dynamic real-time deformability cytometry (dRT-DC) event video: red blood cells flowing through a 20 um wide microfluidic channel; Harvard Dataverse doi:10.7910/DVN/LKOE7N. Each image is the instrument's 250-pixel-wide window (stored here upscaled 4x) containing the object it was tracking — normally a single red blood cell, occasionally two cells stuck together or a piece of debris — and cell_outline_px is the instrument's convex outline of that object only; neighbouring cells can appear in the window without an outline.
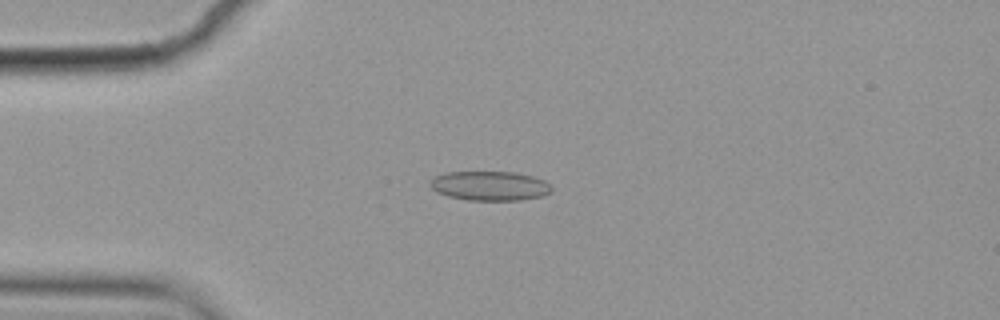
{"species": "common noctule bat (a hibernating species)", "species_latin": "Nyctalus noctula", "temperature_condition": "cold", "stored_images_in_passage": 40, "camera_frame_rate_fps": 3000, "um_per_image_px": 0.085, "animal": {"sex": "female", "body_mass_g": 19.9}, "frame": {"image": 1, "passage_image": 5, "time_ms": 1.333, "image_size_px": [1000, 320], "cell_outline_px": [[552, 188], [544, 196], [520, 200], [468, 200], [448, 196], [436, 192], [428, 184], [428, 180], [436, 176], [448, 172], [516, 172], [532, 176], [544, 180]], "centroid_in_image_um": [41.6, 15.8], "position_along_channel_um": 43.4, "area_um2": 20.81}}
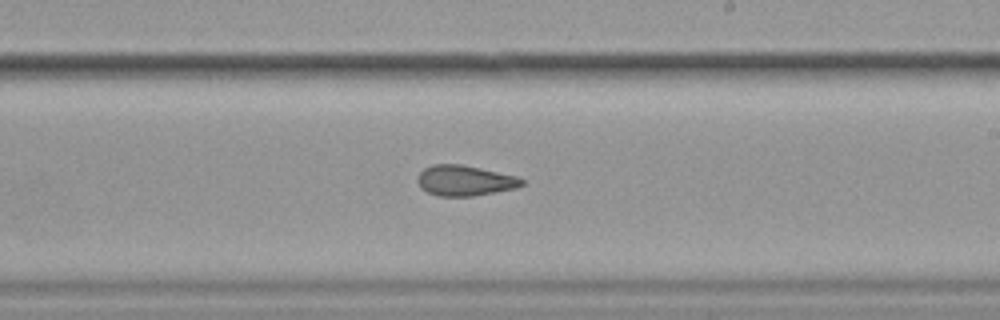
{"frame": {"image": 2, "passage_image": 24, "time_ms": 7.667, "image_size_px": [1000, 320], "cell_outline_px": [[524, 184], [516, 188], [472, 196], [440, 196], [428, 192], [420, 188], [416, 180], [420, 172], [424, 168], [432, 164], [460, 164], [480, 168], [516, 176], [524, 180]], "centroid_in_image_um": [39.48, 15.34], "position_along_channel_um": 249.5, "area_um2": 18.44}}
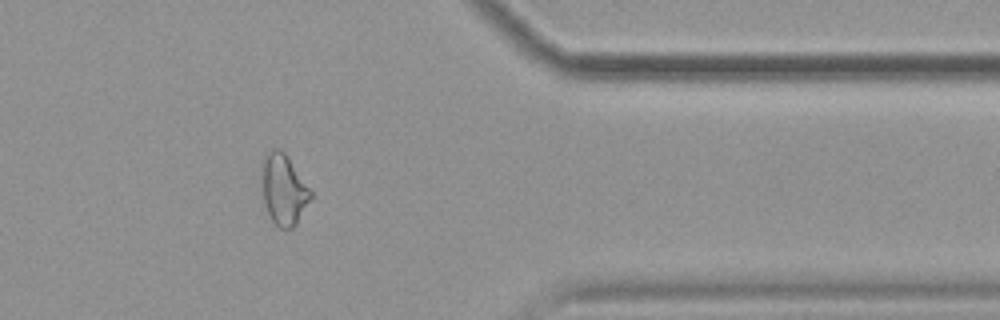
{"frame": {"image": 3, "passage_image": 37, "time_ms": 12.0, "image_size_px": [1000, 320], "cell_outline_px": [[312, 196], [296, 224], [292, 228], [280, 228], [272, 220], [264, 204], [260, 180], [260, 164], [264, 156], [272, 148], [280, 148], [288, 156], [312, 192]], "centroid_in_image_um": [24.06, 16.06], "position_along_channel_um": 387.3, "area_um2": 20.4}, "authors_computed_cell_mechanics": {"area_um2": 19.3341, "velocity_mm_per_s": 3.5733, "shape_relaxation_time_tau1_ms": null, "shape_relaxation_time_tau2_ms": 3.5557, "deformation_change_tau1": null, "deformation_change_tau2": 0.0938}}